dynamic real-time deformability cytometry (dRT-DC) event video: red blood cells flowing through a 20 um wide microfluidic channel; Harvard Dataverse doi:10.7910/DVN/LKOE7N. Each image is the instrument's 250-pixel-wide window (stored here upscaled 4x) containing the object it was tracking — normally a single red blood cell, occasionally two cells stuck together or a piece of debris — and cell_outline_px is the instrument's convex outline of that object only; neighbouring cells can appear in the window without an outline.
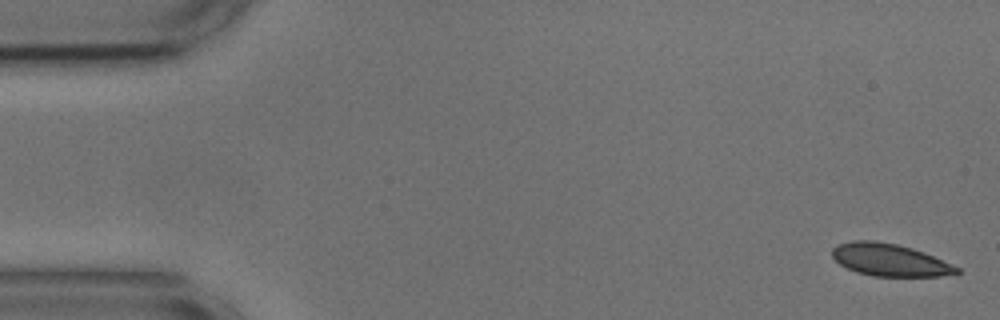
{"species": "common noctule bat (a hibernating species)", "species_latin": "Nyctalus noctula", "temperature_condition": "cold", "stored_images_in_passage": 24, "camera_frame_rate_fps": 3000, "um_per_image_px": 0.085, "animal": {"sex": "male", "body_mass_g": 17.9, "forearm_length_mm": 54.2}, "frame": {"image": 1, "passage_image": 1, "time_ms": 0.0, "image_size_px": [1000, 320], "cell_outline_px": [[960, 272], [940, 276], [872, 276], [856, 272], [840, 264], [832, 256], [832, 248], [836, 244], [852, 240], [872, 240], [896, 244], [912, 248], [924, 252], [952, 264], [960, 268]], "centroid_in_image_um": [75.6, 22.08], "position_along_channel_um": 9.4, "area_um2": 23.47}}